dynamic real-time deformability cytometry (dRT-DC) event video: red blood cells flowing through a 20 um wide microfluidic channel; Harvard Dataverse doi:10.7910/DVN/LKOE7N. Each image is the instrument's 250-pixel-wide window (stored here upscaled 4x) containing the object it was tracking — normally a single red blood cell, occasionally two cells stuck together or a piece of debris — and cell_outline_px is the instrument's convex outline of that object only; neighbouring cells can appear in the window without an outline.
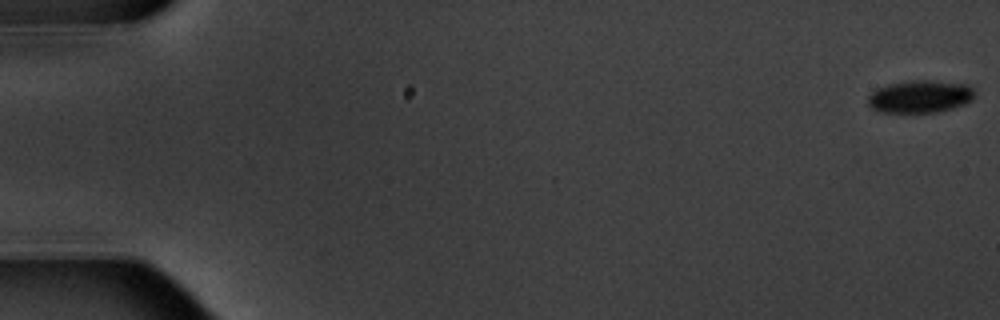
{"species": "common noctule bat (a hibernating species)", "species_latin": "Nyctalus noctula", "temperature_condition": "warm", "stored_images_in_passage": 6, "camera_frame_rate_fps": 3000, "um_per_image_px": 0.085, "animal": {"sex": "male", "body_mass_g": 20.1, "forearm_length_mm": 53.5}, "frame": {"image": 1, "passage_image": 1, "time_ms": 0.0, "image_size_px": [1000, 320], "cell_outline_px": [[976, 96], [972, 100], [964, 104], [952, 108], [936, 112], [880, 112], [872, 108], [868, 104], [868, 96], [872, 92], [888, 84], [916, 80], [928, 80], [968, 84], [976, 92]], "centroid_in_image_um": [78.25, 8.2], "position_along_channel_um": 6.8, "area_um2": 20.17}}
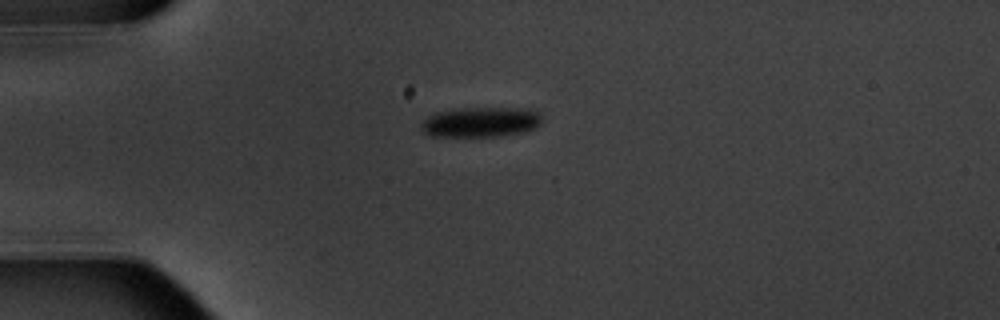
{"frame": {"image": 2, "passage_image": 5, "time_ms": 5.0, "image_size_px": [1000, 320], "cell_outline_px": [[544, 120], [536, 128], [524, 132], [500, 136], [432, 136], [424, 132], [420, 128], [420, 124], [428, 116], [436, 112], [456, 108], [528, 108], [540, 112]], "centroid_in_image_um": [40.91, 10.36], "position_along_channel_um": 44.1, "area_um2": 21.5}}